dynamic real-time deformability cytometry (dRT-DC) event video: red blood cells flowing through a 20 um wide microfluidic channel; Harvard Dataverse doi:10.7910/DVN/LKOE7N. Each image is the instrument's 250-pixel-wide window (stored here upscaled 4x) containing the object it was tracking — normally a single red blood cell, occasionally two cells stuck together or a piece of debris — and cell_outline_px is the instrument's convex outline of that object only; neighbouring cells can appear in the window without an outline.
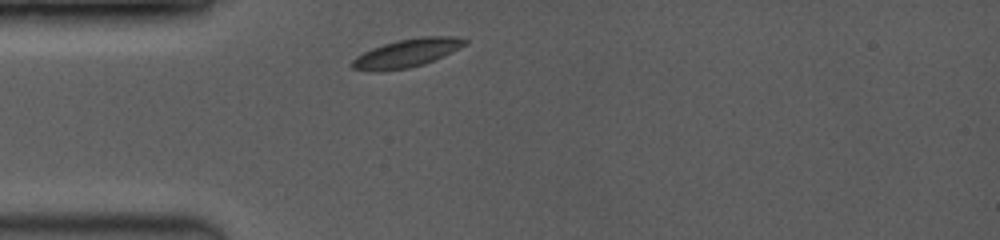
{"species": "common noctule bat (a hibernating species)", "species_latin": "Nyctalus noctula", "temperature_condition": "room temperature", "stored_images_in_passage": 1, "camera_frame_rate_fps": 3500, "um_per_image_px": 0.085, "animal": {"sex": "female", "body_mass_g": 19.0, "forearm_length_mm": 53.3}, "frame": {"image": 1, "passage_image": 1, "time_ms": 0.0, "image_size_px": [1000, 240], "cell_outline_px": [[468, 44], [424, 64], [408, 68], [352, 68], [352, 60], [356, 56], [372, 48], [396, 40], [420, 36], [460, 36], [468, 40]], "centroid_in_image_um": [34.71, 4.43], "position_along_channel_um": 50.3, "area_um2": 17.8}}